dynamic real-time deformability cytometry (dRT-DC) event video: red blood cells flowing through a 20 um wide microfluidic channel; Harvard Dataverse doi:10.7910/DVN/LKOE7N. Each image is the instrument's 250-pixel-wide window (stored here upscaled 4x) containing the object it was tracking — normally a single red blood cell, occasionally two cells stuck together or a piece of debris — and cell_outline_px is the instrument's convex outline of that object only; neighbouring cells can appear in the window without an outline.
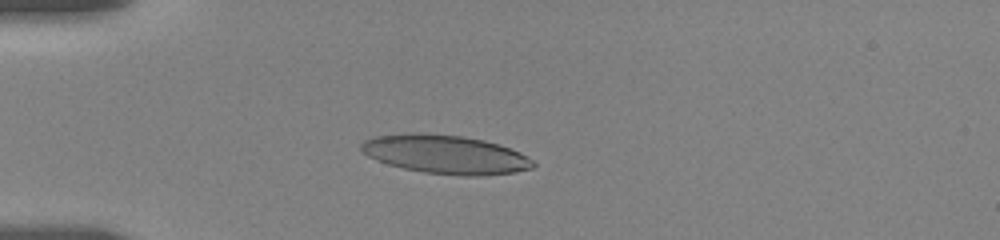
{"species": "human", "species_latin": "Homo sapiens", "temperature_condition": "room temperature", "stored_images_in_passage": 55, "camera_frame_rate_fps": 3000, "um_per_image_px": 0.085, "donor": {"sex": "female"}, "frame": {"image": 1, "passage_image": 15, "time_ms": 4.667, "image_size_px": [1000, 240], "cell_outline_px": [[536, 164], [532, 168], [516, 172], [480, 176], [464, 176], [424, 172], [404, 168], [388, 164], [376, 160], [368, 156], [360, 148], [360, 144], [364, 140], [376, 136], [412, 132], [460, 136], [484, 140], [520, 152], [532, 160]], "centroid_in_image_um": [37.85, 13.13], "position_along_channel_um": 47.1, "area_um2": 38.55}}
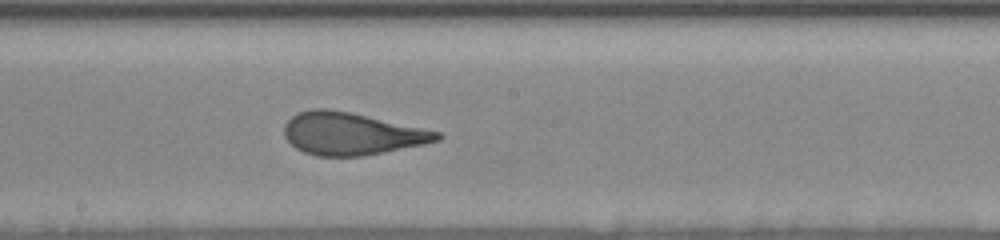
{"frame": {"image": 2, "passage_image": 31, "time_ms": 10.0, "image_size_px": [1000, 240], "cell_outline_px": [[444, 136], [440, 140], [424, 144], [364, 156], [316, 156], [304, 152], [296, 148], [284, 136], [284, 124], [292, 116], [300, 112], [316, 108], [328, 108], [348, 112], [440, 132]], "centroid_in_image_um": [29.86, 11.38], "position_along_channel_um": 218.3, "area_um2": 37.4}}
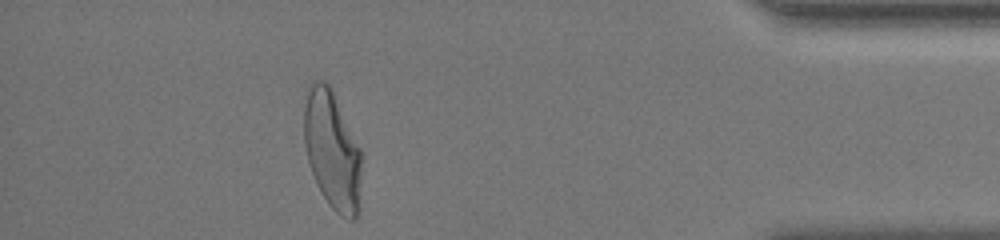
{"frame": {"image": 3, "passage_image": 50, "time_ms": 16.333, "image_size_px": [1000, 240], "cell_outline_px": [[360, 172], [356, 220], [348, 220], [340, 216], [328, 204], [316, 184], [308, 160], [304, 144], [304, 108], [308, 84], [312, 80], [324, 80], [332, 88], [360, 148]], "centroid_in_image_um": [28.2, 12.72], "position_along_channel_um": 407.0, "area_um2": 39.54}, "authors_computed_cell_mechanics": {"area_um2": 38.0324, "velocity_mm_per_s": 3.6115, "shape_relaxation_time_tau1_ms": 4.767, "shape_relaxation_time_tau2_ms": 0.7745, "deformation_change_tau1": 0.2063, "deformation_change_tau2": 0.0901}}